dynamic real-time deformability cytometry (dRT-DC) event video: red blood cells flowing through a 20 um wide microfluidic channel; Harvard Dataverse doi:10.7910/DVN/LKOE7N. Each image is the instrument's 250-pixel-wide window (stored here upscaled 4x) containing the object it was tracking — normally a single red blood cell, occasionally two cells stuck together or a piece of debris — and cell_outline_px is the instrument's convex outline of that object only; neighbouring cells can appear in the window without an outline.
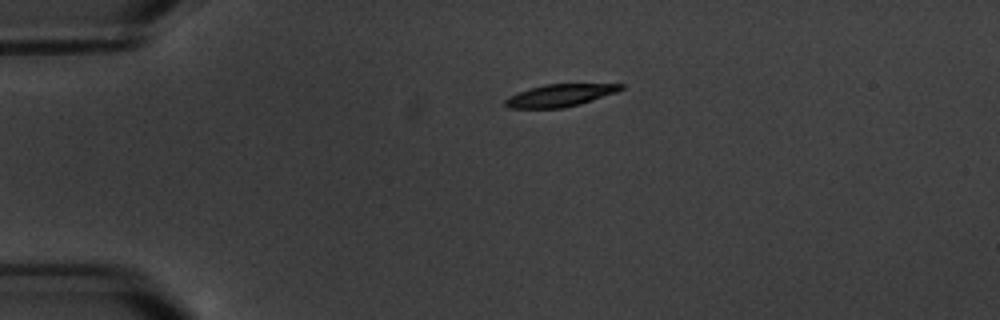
{"species": "common noctule bat (a hibernating species)", "species_latin": "Nyctalus noctula", "temperature_condition": "warm", "stored_images_in_passage": 3, "camera_frame_rate_fps": 3000, "um_per_image_px": 0.085, "animal": {"sex": "male", "body_mass_g": 20.1, "forearm_length_mm": 53.5}, "frame": {"image": 1, "passage_image": 1, "time_ms": 0.0, "image_size_px": [1000, 320], "cell_outline_px": [[624, 88], [616, 92], [580, 104], [564, 108], [508, 108], [504, 104], [504, 100], [508, 96], [516, 92], [544, 84], [624, 84]], "centroid_in_image_um": [47.54, 8.11], "position_along_channel_um": 37.5, "area_um2": 15.09}}
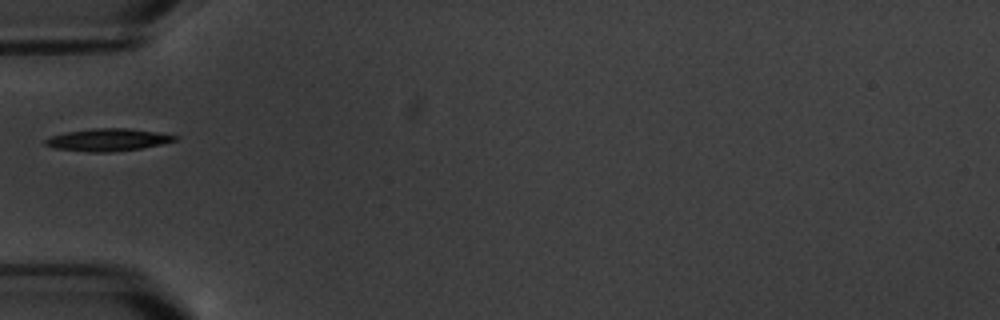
{"frame": {"image": 2, "passage_image": 3, "time_ms": 2.333, "image_size_px": [1000, 320], "cell_outline_px": [[180, 136], [176, 140], [160, 144], [140, 148], [112, 152], [88, 152], [52, 148], [44, 144], [44, 140], [48, 136], [64, 132], [92, 128], [128, 128], [156, 132]], "centroid_in_image_um": [9.09, 11.88], "position_along_channel_um": 75.9, "area_um2": 17.05}}